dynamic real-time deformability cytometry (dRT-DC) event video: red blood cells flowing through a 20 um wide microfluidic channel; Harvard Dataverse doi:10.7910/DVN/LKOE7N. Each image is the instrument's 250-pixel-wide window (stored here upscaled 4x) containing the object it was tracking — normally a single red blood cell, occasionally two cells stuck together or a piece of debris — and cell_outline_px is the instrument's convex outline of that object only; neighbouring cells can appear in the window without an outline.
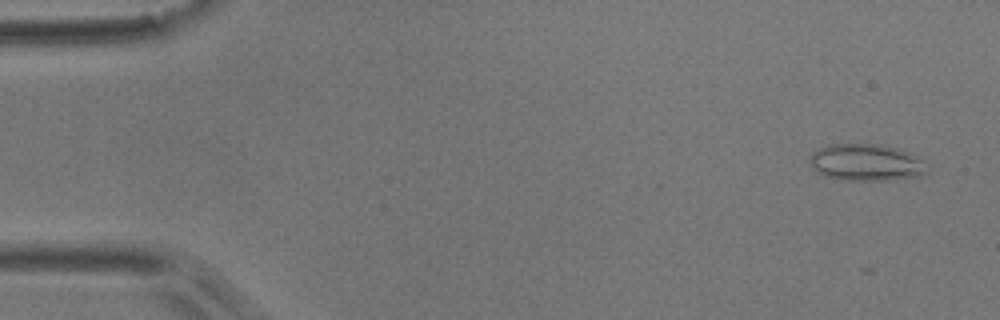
{"species": "common noctule bat (a hibernating species)", "species_latin": "Nyctalus noctula", "temperature_condition": "room temperature", "stored_images_in_passage": 54, "camera_frame_rate_fps": 3000, "um_per_image_px": 0.085, "animal": {"sex": "male", "body_mass_g": 17.9}, "frame": {"image": 1, "passage_image": 3, "time_ms": 0.667, "image_size_px": [1000, 320], "cell_outline_px": [[928, 172], [924, 176], [888, 180], [844, 180], [824, 176], [812, 164], [812, 156], [820, 148], [828, 144], [880, 144], [896, 148], [908, 152], [924, 160]], "centroid_in_image_um": [73.73, 13.82], "position_along_channel_um": 11.3, "area_um2": 24.97}}
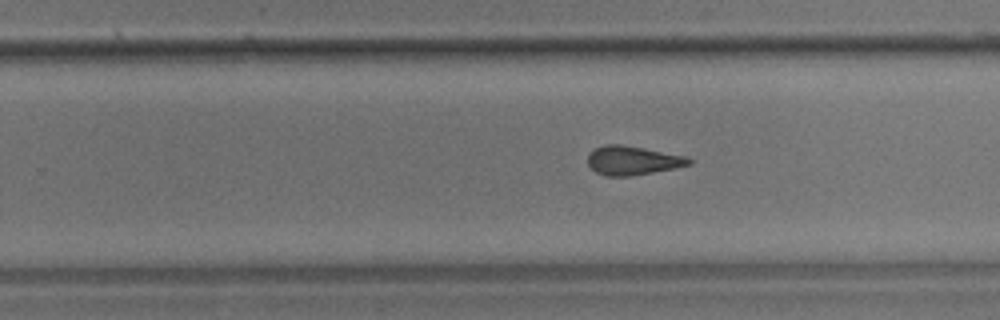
{"frame": {"image": 2, "passage_image": 34, "time_ms": 11.0, "image_size_px": [1000, 320], "cell_outline_px": [[692, 164], [676, 168], [632, 176], [608, 176], [596, 172], [588, 164], [588, 156], [596, 148], [604, 144], [620, 144], [644, 148], [688, 156], [692, 160]], "centroid_in_image_um": [53.82, 13.64], "position_along_channel_um": 276.0, "area_um2": 17.11}}
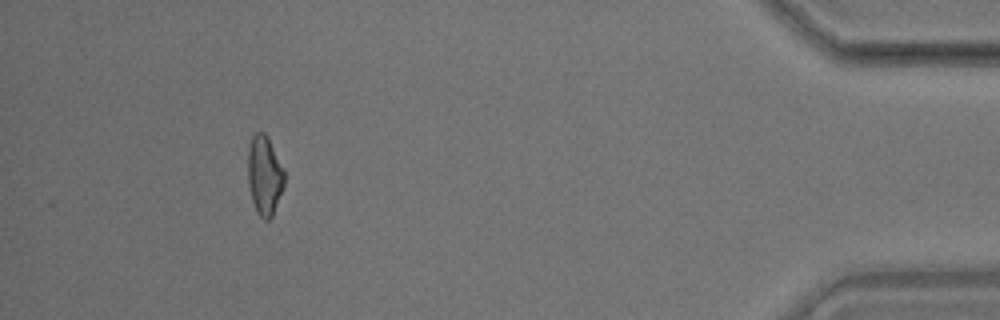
{"frame": {"image": 3, "passage_image": 50, "time_ms": 16.333, "image_size_px": [1000, 320], "cell_outline_px": [[284, 188], [272, 216], [268, 220], [264, 220], [256, 212], [252, 200], [248, 184], [248, 148], [252, 136], [256, 132], [264, 132], [284, 168]], "centroid_in_image_um": [22.48, 14.93], "position_along_channel_um": 412.7, "area_um2": 16.88}, "authors_computed_cell_mechanics": {"area_um2": 17.5423, "velocity_mm_per_s": 3.7017, "shape_relaxation_time_tau1_ms": null, "shape_relaxation_time_tau2_ms": 2.9398, "deformation_change_tau1": null, "deformation_change_tau2": 0.1304}}